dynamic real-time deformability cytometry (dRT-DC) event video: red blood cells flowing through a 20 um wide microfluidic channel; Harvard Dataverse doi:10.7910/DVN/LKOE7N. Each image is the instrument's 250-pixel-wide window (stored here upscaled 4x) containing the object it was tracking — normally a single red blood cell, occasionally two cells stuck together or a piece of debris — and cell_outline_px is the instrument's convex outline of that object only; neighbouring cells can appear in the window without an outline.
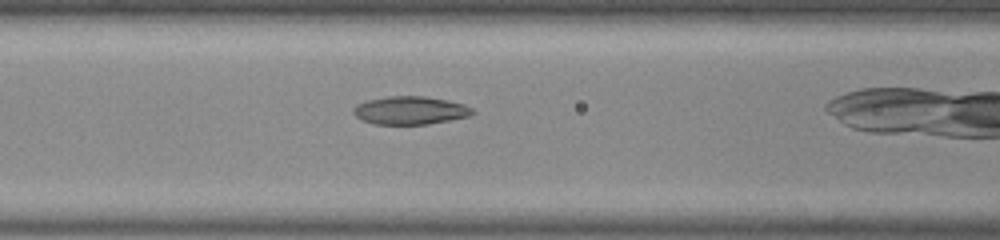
{"species": "common noctule bat (a hibernating species)", "species_latin": "Nyctalus noctula", "temperature_condition": "room temperature", "stored_images_in_passage": 34, "camera_frame_rate_fps": 3000, "um_per_image_px": 0.085, "animal": {"sex": "male", "body_mass_g": 20.0, "forearm_length_mm": 53.3}, "frame": {"image": 1, "passage_image": 14, "time_ms": 4.333, "image_size_px": [1000, 240], "cell_outline_px": [[476, 112], [468, 116], [428, 124], [376, 124], [364, 120], [356, 116], [352, 112], [352, 108], [356, 104], [368, 100], [388, 96], [424, 96], [448, 100], [464, 104], [472, 108]], "centroid_in_image_um": [34.86, 9.37], "position_along_channel_um": 131.7, "area_um2": 19.42}}
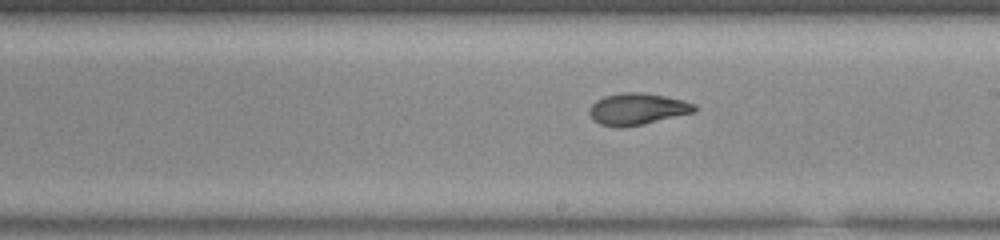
{"frame": {"image": 2, "passage_image": 22, "time_ms": 7.0, "image_size_px": [1000, 240], "cell_outline_px": [[696, 112], [644, 124], [620, 128], [600, 124], [592, 120], [588, 112], [588, 108], [596, 100], [604, 96], [620, 92], [640, 92], [664, 96], [684, 100], [696, 104]], "centroid_in_image_um": [54.15, 9.27], "position_along_channel_um": 234.8, "area_um2": 19.65}}
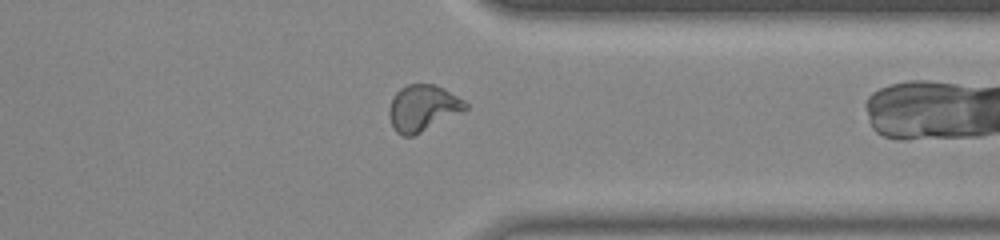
{"frame": {"image": 3, "passage_image": 33, "time_ms": 10.667, "image_size_px": [1000, 240], "cell_outline_px": [[468, 108], [412, 136], [404, 136], [396, 132], [388, 116], [388, 108], [396, 92], [400, 88], [408, 84], [432, 84], [444, 88], [464, 100], [468, 104]], "centroid_in_image_um": [35.91, 9.16], "position_along_channel_um": 375.5, "area_um2": 20.23}}